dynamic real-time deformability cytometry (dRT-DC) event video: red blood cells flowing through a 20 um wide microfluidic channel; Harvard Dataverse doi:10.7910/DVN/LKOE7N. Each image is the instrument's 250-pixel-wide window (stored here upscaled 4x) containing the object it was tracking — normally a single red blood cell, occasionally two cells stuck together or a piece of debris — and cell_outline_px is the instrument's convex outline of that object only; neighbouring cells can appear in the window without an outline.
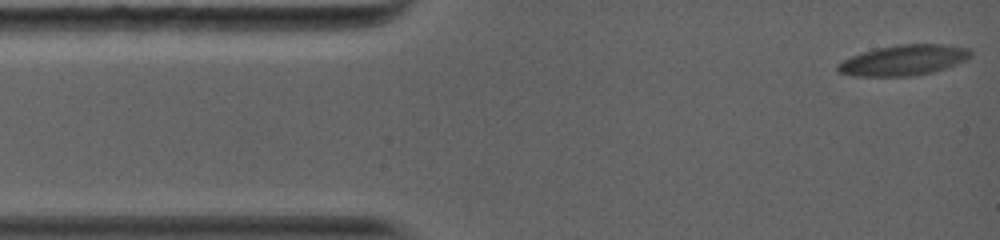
{"species": "common noctule bat (a hibernating species)", "species_latin": "Nyctalus noctula", "temperature_condition": "warm", "stored_images_in_passage": 32, "camera_frame_rate_fps": 5000, "um_per_image_px": 0.085, "animal": {"sex": "female", "body_mass_g": 19.0, "forearm_length_mm": 56.7}, "frame": {"image": 1, "passage_image": 1, "time_ms": 0.0, "image_size_px": [1000, 240], "cell_outline_px": [[972, 56], [956, 64], [932, 72], [912, 76], [852, 76], [840, 72], [836, 68], [836, 64], [852, 56], [876, 48], [896, 44], [944, 44], [968, 48], [972, 52]], "centroid_in_image_um": [76.81, 5.11], "position_along_channel_um": 8.2, "area_um2": 23.52}}
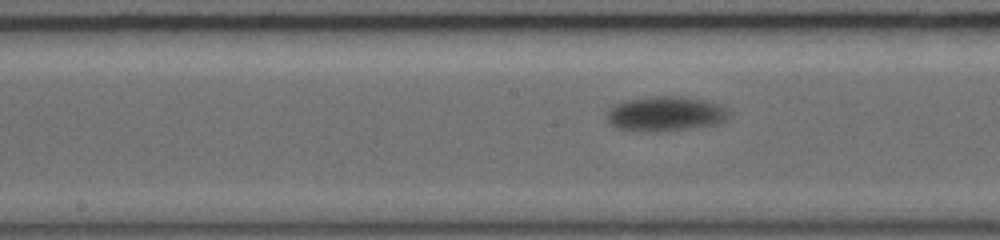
{"frame": {"image": 2, "passage_image": 20, "time_ms": 7.0, "image_size_px": [1000, 240], "cell_outline_px": [[732, 112], [728, 120], [720, 124], [660, 132], [640, 132], [612, 128], [608, 124], [608, 112], [612, 104], [624, 100], [652, 96], [676, 96], [704, 100], [716, 104]], "centroid_in_image_um": [56.53, 9.69], "position_along_channel_um": 191.7, "area_um2": 25.32}}
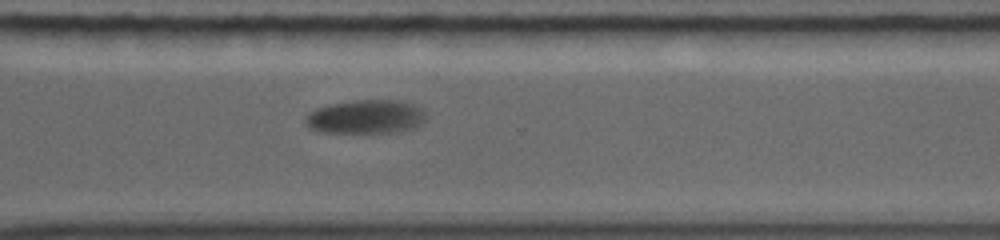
{"frame": {"image": 3, "passage_image": 31, "time_ms": 11.0, "image_size_px": [1000, 240], "cell_outline_px": [[424, 120], [416, 128], [396, 132], [320, 132], [308, 128], [304, 120], [316, 108], [332, 104], [356, 100], [392, 100], [416, 104], [424, 112]], "centroid_in_image_um": [31.1, 9.93], "position_along_channel_um": 339.5, "area_um2": 23.52}}